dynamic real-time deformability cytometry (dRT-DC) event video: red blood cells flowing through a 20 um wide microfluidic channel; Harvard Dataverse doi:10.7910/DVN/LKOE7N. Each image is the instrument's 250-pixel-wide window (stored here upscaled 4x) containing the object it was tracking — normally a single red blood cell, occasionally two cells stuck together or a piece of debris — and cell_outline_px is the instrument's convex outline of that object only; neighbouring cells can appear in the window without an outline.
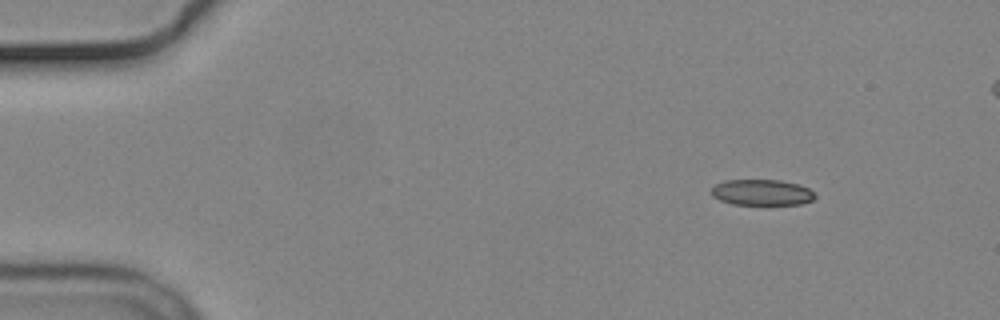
{"species": "common noctule bat (a hibernating species)", "species_latin": "Nyctalus noctula", "temperature_condition": "cold", "stored_images_in_passage": 51, "camera_frame_rate_fps": 3000, "um_per_image_px": 0.085, "animal": {"sex": "male", "body_mass_g": 19.2, "forearm_length_mm": 51.8}, "frame": {"image": 1, "passage_image": 1, "time_ms": 0.0, "image_size_px": [1000, 320], "cell_outline_px": [[816, 196], [812, 200], [800, 204], [732, 204], [720, 200], [712, 196], [712, 188], [716, 184], [724, 180], [780, 180], [796, 184], [808, 188]], "centroid_in_image_um": [64.73, 16.35], "position_along_channel_um": 20.3, "area_um2": 15.43}}
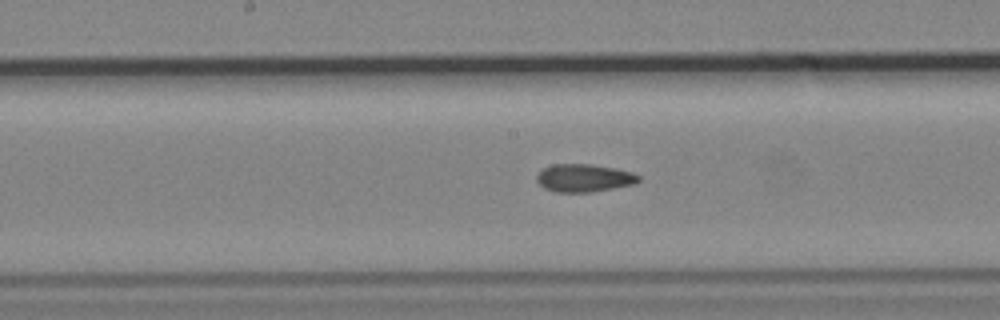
{"frame": {"image": 2, "passage_image": 23, "time_ms": 7.333, "image_size_px": [1000, 320], "cell_outline_px": [[640, 180], [636, 184], [592, 192], [556, 192], [544, 188], [536, 180], [536, 176], [544, 168], [552, 164], [592, 164], [616, 168], [632, 172], [640, 176]], "centroid_in_image_um": [49.67, 15.13], "position_along_channel_um": 198.5, "area_um2": 16.65}}
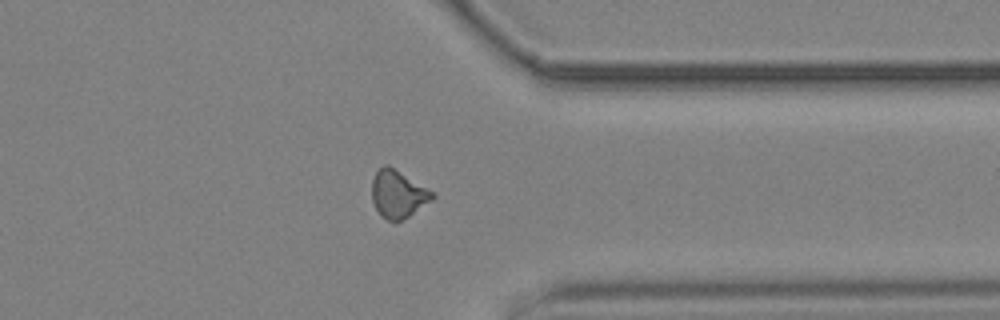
{"frame": {"image": 3, "passage_image": 38, "time_ms": 12.333, "image_size_px": [1000, 320], "cell_outline_px": [[436, 196], [432, 200], [408, 216], [400, 220], [388, 220], [380, 216], [372, 200], [372, 180], [376, 172], [384, 164], [388, 164], [436, 192]], "centroid_in_image_um": [33.85, 16.46], "position_along_channel_um": 377.5, "area_um2": 16.82}, "authors_computed_cell_mechanics": {"area_um2": 16.473, "velocity_mm_per_s": 3.6807, "shape_relaxation_time_tau1_ms": null, "shape_relaxation_time_tau2_ms": 4.9556, "deformation_change_tau1": null, "deformation_change_tau2": 0.1205}}